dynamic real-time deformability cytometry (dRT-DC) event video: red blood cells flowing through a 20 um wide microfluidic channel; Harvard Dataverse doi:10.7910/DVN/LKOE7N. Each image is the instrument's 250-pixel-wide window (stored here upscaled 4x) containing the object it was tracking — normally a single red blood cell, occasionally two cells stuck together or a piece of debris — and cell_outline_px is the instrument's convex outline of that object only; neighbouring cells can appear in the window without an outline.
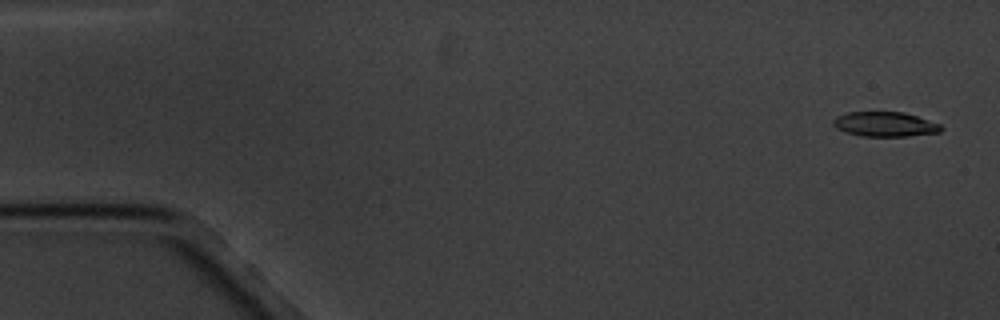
{"species": "common noctule bat (a hibernating species)", "species_latin": "Nyctalus noctula", "temperature_condition": "cold", "stored_images_in_passage": 5, "camera_frame_rate_fps": 3000, "um_per_image_px": 0.085, "animal": {"sex": "male", "body_mass_g": 20.1, "forearm_length_mm": 53.5}, "frame": {"image": 1, "passage_image": 1, "time_ms": 0.0, "image_size_px": [1000, 320], "cell_outline_px": [[944, 128], [940, 132], [908, 136], [860, 136], [844, 132], [836, 128], [832, 124], [832, 120], [836, 116], [848, 112], [904, 112], [940, 124]], "centroid_in_image_um": [75.19, 10.56], "position_along_channel_um": 9.8, "area_um2": 15.61}}
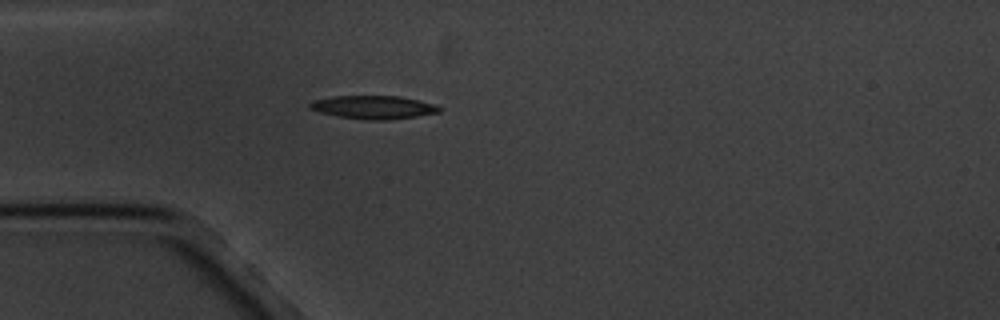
{"frame": {"image": 2, "passage_image": 5, "time_ms": 4.667, "image_size_px": [1000, 320], "cell_outline_px": [[440, 112], [416, 116], [388, 120], [372, 120], [336, 116], [320, 112], [308, 108], [308, 104], [312, 100], [332, 96], [400, 96], [432, 104], [440, 108]], "centroid_in_image_um": [31.67, 9.11], "position_along_channel_um": 53.3, "area_um2": 17.4}}